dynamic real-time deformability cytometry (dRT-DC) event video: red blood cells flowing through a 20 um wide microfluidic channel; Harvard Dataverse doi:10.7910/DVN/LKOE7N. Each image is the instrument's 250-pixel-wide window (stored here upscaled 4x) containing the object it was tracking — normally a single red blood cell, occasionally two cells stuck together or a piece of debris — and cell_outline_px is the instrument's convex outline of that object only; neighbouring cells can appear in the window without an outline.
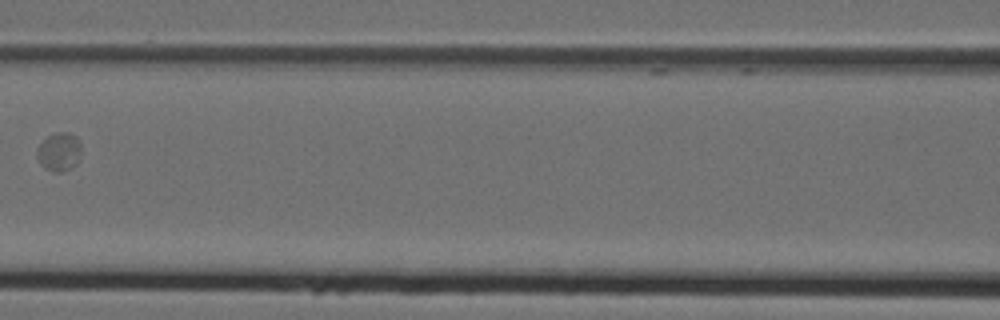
{"species": "Egyptian fruit bat (a non-hibernating species)", "species_latin": "Rousettus aegyptiacus", "temperature_condition": "cold", "stored_images_in_passage": 3, "camera_frame_rate_fps": 3000, "um_per_image_px": 0.085, "animal": {"sex": "female"}, "frame": {"image": 1, "passage_image": 3, "time_ms": 0.667, "image_size_px": [1000, 320], "cell_outline_px": [[80, 160], [72, 168], [60, 172], [56, 172], [44, 168], [40, 164], [36, 156], [36, 148], [48, 136], [56, 132], [68, 132], [76, 136], [80, 144]], "centroid_in_image_um": [5.02, 12.91], "position_along_channel_um": 161.6, "area_um2": 10.06}}